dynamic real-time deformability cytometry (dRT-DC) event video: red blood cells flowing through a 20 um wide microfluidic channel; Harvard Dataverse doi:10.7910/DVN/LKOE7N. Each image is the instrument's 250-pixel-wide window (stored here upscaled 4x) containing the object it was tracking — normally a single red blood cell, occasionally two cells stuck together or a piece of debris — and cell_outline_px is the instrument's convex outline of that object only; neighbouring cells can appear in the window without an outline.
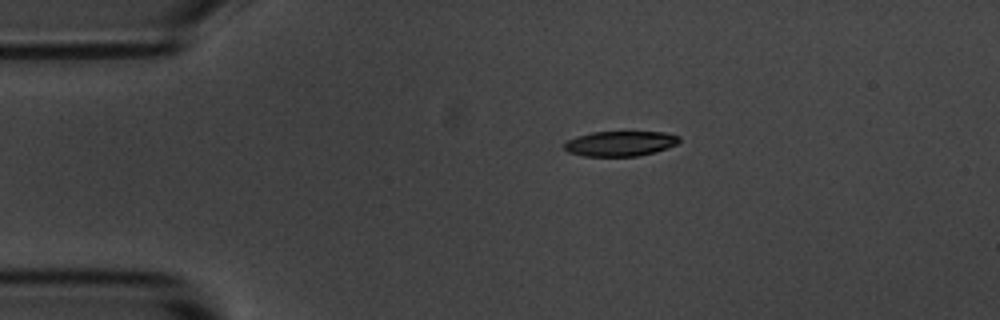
{"species": "common noctule bat (a hibernating species)", "species_latin": "Nyctalus noctula", "temperature_condition": "room temperature", "stored_images_in_passage": 6, "camera_frame_rate_fps": 3000, "um_per_image_px": 0.085, "animal": {"sex": "male", "body_mass_g": 20.1, "forearm_length_mm": 53.5}, "frame": {"image": 1, "passage_image": 1, "time_ms": 0.0, "image_size_px": [1000, 320], "cell_outline_px": [[680, 140], [676, 144], [656, 152], [636, 156], [584, 156], [568, 152], [564, 148], [564, 144], [568, 140], [592, 132], [664, 132], [680, 136]], "centroid_in_image_um": [52.74, 12.2], "position_along_channel_um": 32.3, "area_um2": 16.65}}
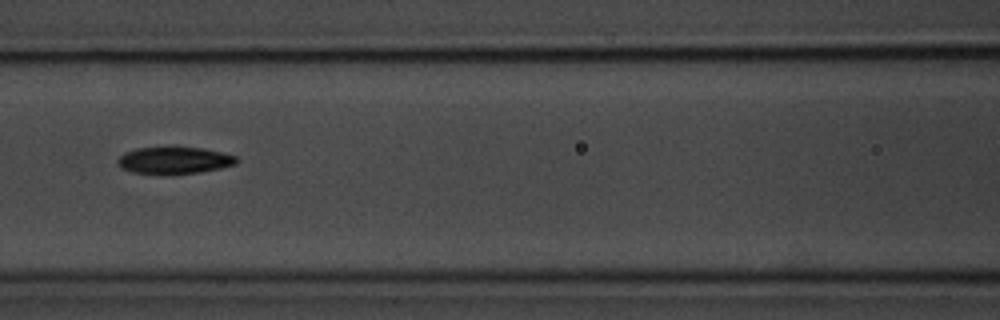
{"frame": {"image": 2, "passage_image": 5, "time_ms": 4.333, "image_size_px": [1000, 320], "cell_outline_px": [[240, 160], [236, 164], [220, 168], [200, 172], [132, 172], [120, 168], [116, 164], [116, 160], [124, 152], [136, 148], [204, 148], [236, 156]], "centroid_in_image_um": [14.81, 13.61], "position_along_channel_um": 151.8, "area_um2": 18.03}}
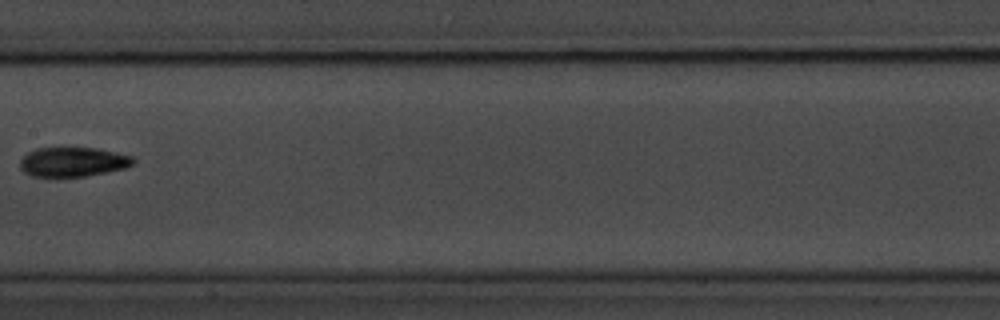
{"frame": {"image": 3, "passage_image": 6, "time_ms": 5.667, "image_size_px": [1000, 320], "cell_outline_px": [[136, 160], [128, 168], [108, 172], [84, 176], [56, 180], [32, 176], [24, 172], [20, 168], [20, 160], [28, 152], [36, 148], [96, 148], [132, 156]], "centroid_in_image_um": [6.16, 13.81], "position_along_channel_um": 201.2, "area_um2": 20.11}}